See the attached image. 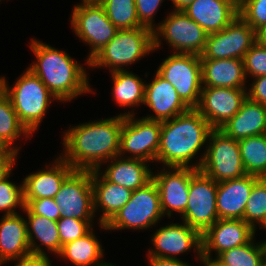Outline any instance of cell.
Wrapping results in <instances>:
<instances>
[{
    "instance_id": "cell-1",
    "label": "cell",
    "mask_w": 266,
    "mask_h": 266,
    "mask_svg": "<svg viewBox=\"0 0 266 266\" xmlns=\"http://www.w3.org/2000/svg\"><path fill=\"white\" fill-rule=\"evenodd\" d=\"M124 116L82 123L68 129L63 137L61 157L74 170L101 169V164L119 156Z\"/></svg>"
},
{
    "instance_id": "cell-2",
    "label": "cell",
    "mask_w": 266,
    "mask_h": 266,
    "mask_svg": "<svg viewBox=\"0 0 266 266\" xmlns=\"http://www.w3.org/2000/svg\"><path fill=\"white\" fill-rule=\"evenodd\" d=\"M212 130L195 108L161 122L157 162L163 163V167L199 170V163L191 164L190 161L208 142Z\"/></svg>"
},
{
    "instance_id": "cell-3",
    "label": "cell",
    "mask_w": 266,
    "mask_h": 266,
    "mask_svg": "<svg viewBox=\"0 0 266 266\" xmlns=\"http://www.w3.org/2000/svg\"><path fill=\"white\" fill-rule=\"evenodd\" d=\"M37 62L28 67L55 96L57 101H70L92 92L86 69L65 51L34 38L29 44Z\"/></svg>"
},
{
    "instance_id": "cell-4",
    "label": "cell",
    "mask_w": 266,
    "mask_h": 266,
    "mask_svg": "<svg viewBox=\"0 0 266 266\" xmlns=\"http://www.w3.org/2000/svg\"><path fill=\"white\" fill-rule=\"evenodd\" d=\"M6 81L4 76L1 77L0 86L8 94L19 121L32 134L39 128L52 99H57L28 68L12 88H9Z\"/></svg>"
},
{
    "instance_id": "cell-5",
    "label": "cell",
    "mask_w": 266,
    "mask_h": 266,
    "mask_svg": "<svg viewBox=\"0 0 266 266\" xmlns=\"http://www.w3.org/2000/svg\"><path fill=\"white\" fill-rule=\"evenodd\" d=\"M153 52V31L147 27L118 30L111 41L90 61L93 68L108 67L111 72L128 66Z\"/></svg>"
},
{
    "instance_id": "cell-6",
    "label": "cell",
    "mask_w": 266,
    "mask_h": 266,
    "mask_svg": "<svg viewBox=\"0 0 266 266\" xmlns=\"http://www.w3.org/2000/svg\"><path fill=\"white\" fill-rule=\"evenodd\" d=\"M207 145L206 151L198 161L199 170L203 174L217 183L240 178L246 174L238 141L227 136L220 129H213Z\"/></svg>"
},
{
    "instance_id": "cell-7",
    "label": "cell",
    "mask_w": 266,
    "mask_h": 266,
    "mask_svg": "<svg viewBox=\"0 0 266 266\" xmlns=\"http://www.w3.org/2000/svg\"><path fill=\"white\" fill-rule=\"evenodd\" d=\"M158 188L152 179L133 191L130 200L107 223L99 224L104 230L138 229L156 225L163 217Z\"/></svg>"
},
{
    "instance_id": "cell-8",
    "label": "cell",
    "mask_w": 266,
    "mask_h": 266,
    "mask_svg": "<svg viewBox=\"0 0 266 266\" xmlns=\"http://www.w3.org/2000/svg\"><path fill=\"white\" fill-rule=\"evenodd\" d=\"M156 72L174 86L181 100L189 108L198 106L202 91L199 55L173 53L164 59Z\"/></svg>"
},
{
    "instance_id": "cell-9",
    "label": "cell",
    "mask_w": 266,
    "mask_h": 266,
    "mask_svg": "<svg viewBox=\"0 0 266 266\" xmlns=\"http://www.w3.org/2000/svg\"><path fill=\"white\" fill-rule=\"evenodd\" d=\"M207 35L204 29L183 11L174 10L153 30V49L155 51L161 46V37L167 41L168 46L176 50L173 53L200 56L204 51Z\"/></svg>"
},
{
    "instance_id": "cell-10",
    "label": "cell",
    "mask_w": 266,
    "mask_h": 266,
    "mask_svg": "<svg viewBox=\"0 0 266 266\" xmlns=\"http://www.w3.org/2000/svg\"><path fill=\"white\" fill-rule=\"evenodd\" d=\"M119 156L130 153L127 158L146 162L157 161L160 146L161 122L146 118L135 119L134 112L123 113Z\"/></svg>"
},
{
    "instance_id": "cell-11",
    "label": "cell",
    "mask_w": 266,
    "mask_h": 266,
    "mask_svg": "<svg viewBox=\"0 0 266 266\" xmlns=\"http://www.w3.org/2000/svg\"><path fill=\"white\" fill-rule=\"evenodd\" d=\"M71 25L80 40L88 44L90 51L86 63L113 39L119 30L107 17L102 5L79 4L73 8Z\"/></svg>"
},
{
    "instance_id": "cell-12",
    "label": "cell",
    "mask_w": 266,
    "mask_h": 266,
    "mask_svg": "<svg viewBox=\"0 0 266 266\" xmlns=\"http://www.w3.org/2000/svg\"><path fill=\"white\" fill-rule=\"evenodd\" d=\"M218 183L200 170L191 178L183 222L203 234L218 219L216 195Z\"/></svg>"
},
{
    "instance_id": "cell-13",
    "label": "cell",
    "mask_w": 266,
    "mask_h": 266,
    "mask_svg": "<svg viewBox=\"0 0 266 266\" xmlns=\"http://www.w3.org/2000/svg\"><path fill=\"white\" fill-rule=\"evenodd\" d=\"M256 43V31L239 15L223 30L208 34L200 59H243Z\"/></svg>"
},
{
    "instance_id": "cell-14",
    "label": "cell",
    "mask_w": 266,
    "mask_h": 266,
    "mask_svg": "<svg viewBox=\"0 0 266 266\" xmlns=\"http://www.w3.org/2000/svg\"><path fill=\"white\" fill-rule=\"evenodd\" d=\"M54 199L61 218L92 220L95 217L92 170H74L64 180Z\"/></svg>"
},
{
    "instance_id": "cell-15",
    "label": "cell",
    "mask_w": 266,
    "mask_h": 266,
    "mask_svg": "<svg viewBox=\"0 0 266 266\" xmlns=\"http://www.w3.org/2000/svg\"><path fill=\"white\" fill-rule=\"evenodd\" d=\"M247 98V89L202 87L195 108L213 129L223 127Z\"/></svg>"
},
{
    "instance_id": "cell-16",
    "label": "cell",
    "mask_w": 266,
    "mask_h": 266,
    "mask_svg": "<svg viewBox=\"0 0 266 266\" xmlns=\"http://www.w3.org/2000/svg\"><path fill=\"white\" fill-rule=\"evenodd\" d=\"M151 241L155 250L149 249L148 258L178 259L176 255L191 248L196 250L198 260L202 255V234L185 222L162 226L153 234Z\"/></svg>"
},
{
    "instance_id": "cell-17",
    "label": "cell",
    "mask_w": 266,
    "mask_h": 266,
    "mask_svg": "<svg viewBox=\"0 0 266 266\" xmlns=\"http://www.w3.org/2000/svg\"><path fill=\"white\" fill-rule=\"evenodd\" d=\"M163 169L152 176L159 191L163 215L171 217L173 211L182 215L188 203L190 180L199 170L178 167Z\"/></svg>"
},
{
    "instance_id": "cell-18",
    "label": "cell",
    "mask_w": 266,
    "mask_h": 266,
    "mask_svg": "<svg viewBox=\"0 0 266 266\" xmlns=\"http://www.w3.org/2000/svg\"><path fill=\"white\" fill-rule=\"evenodd\" d=\"M255 230L242 219H218L202 234V254L216 255L234 247L249 243Z\"/></svg>"
},
{
    "instance_id": "cell-19",
    "label": "cell",
    "mask_w": 266,
    "mask_h": 266,
    "mask_svg": "<svg viewBox=\"0 0 266 266\" xmlns=\"http://www.w3.org/2000/svg\"><path fill=\"white\" fill-rule=\"evenodd\" d=\"M151 83L145 84L144 105L155 113L144 118L155 121H167L190 108L181 100L174 86L157 72Z\"/></svg>"
},
{
    "instance_id": "cell-20",
    "label": "cell",
    "mask_w": 266,
    "mask_h": 266,
    "mask_svg": "<svg viewBox=\"0 0 266 266\" xmlns=\"http://www.w3.org/2000/svg\"><path fill=\"white\" fill-rule=\"evenodd\" d=\"M259 177L245 174L240 178L218 182L216 208L219 219L244 220L245 206Z\"/></svg>"
},
{
    "instance_id": "cell-21",
    "label": "cell",
    "mask_w": 266,
    "mask_h": 266,
    "mask_svg": "<svg viewBox=\"0 0 266 266\" xmlns=\"http://www.w3.org/2000/svg\"><path fill=\"white\" fill-rule=\"evenodd\" d=\"M183 12L207 34L223 30L239 15V9L230 0H195Z\"/></svg>"
},
{
    "instance_id": "cell-22",
    "label": "cell",
    "mask_w": 266,
    "mask_h": 266,
    "mask_svg": "<svg viewBox=\"0 0 266 266\" xmlns=\"http://www.w3.org/2000/svg\"><path fill=\"white\" fill-rule=\"evenodd\" d=\"M48 166L23 179L24 199L55 198L64 180L74 171L61 156Z\"/></svg>"
},
{
    "instance_id": "cell-23",
    "label": "cell",
    "mask_w": 266,
    "mask_h": 266,
    "mask_svg": "<svg viewBox=\"0 0 266 266\" xmlns=\"http://www.w3.org/2000/svg\"><path fill=\"white\" fill-rule=\"evenodd\" d=\"M2 217L0 221V265L31 255L27 221L20 214Z\"/></svg>"
},
{
    "instance_id": "cell-24",
    "label": "cell",
    "mask_w": 266,
    "mask_h": 266,
    "mask_svg": "<svg viewBox=\"0 0 266 266\" xmlns=\"http://www.w3.org/2000/svg\"><path fill=\"white\" fill-rule=\"evenodd\" d=\"M100 171L92 170L94 212L102 209L98 224H107L130 200L133 191L108 181Z\"/></svg>"
},
{
    "instance_id": "cell-25",
    "label": "cell",
    "mask_w": 266,
    "mask_h": 266,
    "mask_svg": "<svg viewBox=\"0 0 266 266\" xmlns=\"http://www.w3.org/2000/svg\"><path fill=\"white\" fill-rule=\"evenodd\" d=\"M202 87L246 89L243 59H200Z\"/></svg>"
},
{
    "instance_id": "cell-26",
    "label": "cell",
    "mask_w": 266,
    "mask_h": 266,
    "mask_svg": "<svg viewBox=\"0 0 266 266\" xmlns=\"http://www.w3.org/2000/svg\"><path fill=\"white\" fill-rule=\"evenodd\" d=\"M220 130L236 141L265 134L266 105L247 97L240 110Z\"/></svg>"
},
{
    "instance_id": "cell-27",
    "label": "cell",
    "mask_w": 266,
    "mask_h": 266,
    "mask_svg": "<svg viewBox=\"0 0 266 266\" xmlns=\"http://www.w3.org/2000/svg\"><path fill=\"white\" fill-rule=\"evenodd\" d=\"M110 163L104 173H100L108 181L131 191L145 186L152 180L153 172L150 170L148 162L144 160L115 156Z\"/></svg>"
},
{
    "instance_id": "cell-28",
    "label": "cell",
    "mask_w": 266,
    "mask_h": 266,
    "mask_svg": "<svg viewBox=\"0 0 266 266\" xmlns=\"http://www.w3.org/2000/svg\"><path fill=\"white\" fill-rule=\"evenodd\" d=\"M23 211L28 216L26 221L31 255L47 256L45 250L40 245H44L47 247L46 249L58 255L60 253V238L57 221L33 214L26 206ZM35 238L41 244L37 245Z\"/></svg>"
},
{
    "instance_id": "cell-29",
    "label": "cell",
    "mask_w": 266,
    "mask_h": 266,
    "mask_svg": "<svg viewBox=\"0 0 266 266\" xmlns=\"http://www.w3.org/2000/svg\"><path fill=\"white\" fill-rule=\"evenodd\" d=\"M103 253L100 242L91 230L82 238L63 245L58 256L69 260L74 266H110V263L101 260Z\"/></svg>"
},
{
    "instance_id": "cell-30",
    "label": "cell",
    "mask_w": 266,
    "mask_h": 266,
    "mask_svg": "<svg viewBox=\"0 0 266 266\" xmlns=\"http://www.w3.org/2000/svg\"><path fill=\"white\" fill-rule=\"evenodd\" d=\"M113 98L119 106L135 107L144 104L145 83L128 70L111 72Z\"/></svg>"
},
{
    "instance_id": "cell-31",
    "label": "cell",
    "mask_w": 266,
    "mask_h": 266,
    "mask_svg": "<svg viewBox=\"0 0 266 266\" xmlns=\"http://www.w3.org/2000/svg\"><path fill=\"white\" fill-rule=\"evenodd\" d=\"M246 174L266 178V133L238 141Z\"/></svg>"
},
{
    "instance_id": "cell-32",
    "label": "cell",
    "mask_w": 266,
    "mask_h": 266,
    "mask_svg": "<svg viewBox=\"0 0 266 266\" xmlns=\"http://www.w3.org/2000/svg\"><path fill=\"white\" fill-rule=\"evenodd\" d=\"M22 135L30 138L32 134L19 121L8 94L0 86V136L18 152L20 148L12 145Z\"/></svg>"
},
{
    "instance_id": "cell-33",
    "label": "cell",
    "mask_w": 266,
    "mask_h": 266,
    "mask_svg": "<svg viewBox=\"0 0 266 266\" xmlns=\"http://www.w3.org/2000/svg\"><path fill=\"white\" fill-rule=\"evenodd\" d=\"M266 243H249L227 249L219 253L216 258L227 266H264Z\"/></svg>"
},
{
    "instance_id": "cell-34",
    "label": "cell",
    "mask_w": 266,
    "mask_h": 266,
    "mask_svg": "<svg viewBox=\"0 0 266 266\" xmlns=\"http://www.w3.org/2000/svg\"><path fill=\"white\" fill-rule=\"evenodd\" d=\"M101 5L108 19L119 30L144 27L139 22L135 0H104Z\"/></svg>"
},
{
    "instance_id": "cell-35",
    "label": "cell",
    "mask_w": 266,
    "mask_h": 266,
    "mask_svg": "<svg viewBox=\"0 0 266 266\" xmlns=\"http://www.w3.org/2000/svg\"><path fill=\"white\" fill-rule=\"evenodd\" d=\"M266 218V178H260L252 187L245 206L244 221L256 230V224ZM256 223V224H255Z\"/></svg>"
},
{
    "instance_id": "cell-36",
    "label": "cell",
    "mask_w": 266,
    "mask_h": 266,
    "mask_svg": "<svg viewBox=\"0 0 266 266\" xmlns=\"http://www.w3.org/2000/svg\"><path fill=\"white\" fill-rule=\"evenodd\" d=\"M9 177L0 181V210L5 212L4 215L19 214L15 209L17 206L25 208L23 184L17 186L8 180Z\"/></svg>"
},
{
    "instance_id": "cell-37",
    "label": "cell",
    "mask_w": 266,
    "mask_h": 266,
    "mask_svg": "<svg viewBox=\"0 0 266 266\" xmlns=\"http://www.w3.org/2000/svg\"><path fill=\"white\" fill-rule=\"evenodd\" d=\"M92 220H80L74 217L60 218L57 227L60 238V251L63 245L82 238L92 230Z\"/></svg>"
},
{
    "instance_id": "cell-38",
    "label": "cell",
    "mask_w": 266,
    "mask_h": 266,
    "mask_svg": "<svg viewBox=\"0 0 266 266\" xmlns=\"http://www.w3.org/2000/svg\"><path fill=\"white\" fill-rule=\"evenodd\" d=\"M245 76L259 77L266 75V45L255 43L243 58Z\"/></svg>"
},
{
    "instance_id": "cell-39",
    "label": "cell",
    "mask_w": 266,
    "mask_h": 266,
    "mask_svg": "<svg viewBox=\"0 0 266 266\" xmlns=\"http://www.w3.org/2000/svg\"><path fill=\"white\" fill-rule=\"evenodd\" d=\"M239 16L256 31L266 23V0H247L239 8Z\"/></svg>"
},
{
    "instance_id": "cell-40",
    "label": "cell",
    "mask_w": 266,
    "mask_h": 266,
    "mask_svg": "<svg viewBox=\"0 0 266 266\" xmlns=\"http://www.w3.org/2000/svg\"><path fill=\"white\" fill-rule=\"evenodd\" d=\"M25 206L33 213L58 221L61 211L54 198L24 199Z\"/></svg>"
},
{
    "instance_id": "cell-41",
    "label": "cell",
    "mask_w": 266,
    "mask_h": 266,
    "mask_svg": "<svg viewBox=\"0 0 266 266\" xmlns=\"http://www.w3.org/2000/svg\"><path fill=\"white\" fill-rule=\"evenodd\" d=\"M164 0H135L137 16L139 22L152 31L155 29L153 16L157 12Z\"/></svg>"
},
{
    "instance_id": "cell-42",
    "label": "cell",
    "mask_w": 266,
    "mask_h": 266,
    "mask_svg": "<svg viewBox=\"0 0 266 266\" xmlns=\"http://www.w3.org/2000/svg\"><path fill=\"white\" fill-rule=\"evenodd\" d=\"M247 97L260 104L266 105V75L253 78Z\"/></svg>"
},
{
    "instance_id": "cell-43",
    "label": "cell",
    "mask_w": 266,
    "mask_h": 266,
    "mask_svg": "<svg viewBox=\"0 0 266 266\" xmlns=\"http://www.w3.org/2000/svg\"><path fill=\"white\" fill-rule=\"evenodd\" d=\"M14 261H17L14 266H52L48 256L30 255Z\"/></svg>"
},
{
    "instance_id": "cell-44",
    "label": "cell",
    "mask_w": 266,
    "mask_h": 266,
    "mask_svg": "<svg viewBox=\"0 0 266 266\" xmlns=\"http://www.w3.org/2000/svg\"><path fill=\"white\" fill-rule=\"evenodd\" d=\"M17 155H0V181L11 175Z\"/></svg>"
},
{
    "instance_id": "cell-45",
    "label": "cell",
    "mask_w": 266,
    "mask_h": 266,
    "mask_svg": "<svg viewBox=\"0 0 266 266\" xmlns=\"http://www.w3.org/2000/svg\"><path fill=\"white\" fill-rule=\"evenodd\" d=\"M150 266H191L187 262H183L180 259H168V258H148Z\"/></svg>"
},
{
    "instance_id": "cell-46",
    "label": "cell",
    "mask_w": 266,
    "mask_h": 266,
    "mask_svg": "<svg viewBox=\"0 0 266 266\" xmlns=\"http://www.w3.org/2000/svg\"><path fill=\"white\" fill-rule=\"evenodd\" d=\"M212 258V256L202 254L199 261L202 262L204 266H227L217 258Z\"/></svg>"
},
{
    "instance_id": "cell-47",
    "label": "cell",
    "mask_w": 266,
    "mask_h": 266,
    "mask_svg": "<svg viewBox=\"0 0 266 266\" xmlns=\"http://www.w3.org/2000/svg\"><path fill=\"white\" fill-rule=\"evenodd\" d=\"M0 155H18L6 141H4L0 136Z\"/></svg>"
},
{
    "instance_id": "cell-48",
    "label": "cell",
    "mask_w": 266,
    "mask_h": 266,
    "mask_svg": "<svg viewBox=\"0 0 266 266\" xmlns=\"http://www.w3.org/2000/svg\"><path fill=\"white\" fill-rule=\"evenodd\" d=\"M256 42L266 45V23L256 30Z\"/></svg>"
},
{
    "instance_id": "cell-49",
    "label": "cell",
    "mask_w": 266,
    "mask_h": 266,
    "mask_svg": "<svg viewBox=\"0 0 266 266\" xmlns=\"http://www.w3.org/2000/svg\"><path fill=\"white\" fill-rule=\"evenodd\" d=\"M175 11H183L195 0H171Z\"/></svg>"
},
{
    "instance_id": "cell-50",
    "label": "cell",
    "mask_w": 266,
    "mask_h": 266,
    "mask_svg": "<svg viewBox=\"0 0 266 266\" xmlns=\"http://www.w3.org/2000/svg\"><path fill=\"white\" fill-rule=\"evenodd\" d=\"M82 3L80 4H95V5H101L104 0H81Z\"/></svg>"
},
{
    "instance_id": "cell-51",
    "label": "cell",
    "mask_w": 266,
    "mask_h": 266,
    "mask_svg": "<svg viewBox=\"0 0 266 266\" xmlns=\"http://www.w3.org/2000/svg\"><path fill=\"white\" fill-rule=\"evenodd\" d=\"M238 9L247 1V0H230Z\"/></svg>"
},
{
    "instance_id": "cell-52",
    "label": "cell",
    "mask_w": 266,
    "mask_h": 266,
    "mask_svg": "<svg viewBox=\"0 0 266 266\" xmlns=\"http://www.w3.org/2000/svg\"><path fill=\"white\" fill-rule=\"evenodd\" d=\"M261 227V229H266V218L264 219V221L261 223V225H260ZM265 243H266V240L264 241Z\"/></svg>"
}]
</instances>
